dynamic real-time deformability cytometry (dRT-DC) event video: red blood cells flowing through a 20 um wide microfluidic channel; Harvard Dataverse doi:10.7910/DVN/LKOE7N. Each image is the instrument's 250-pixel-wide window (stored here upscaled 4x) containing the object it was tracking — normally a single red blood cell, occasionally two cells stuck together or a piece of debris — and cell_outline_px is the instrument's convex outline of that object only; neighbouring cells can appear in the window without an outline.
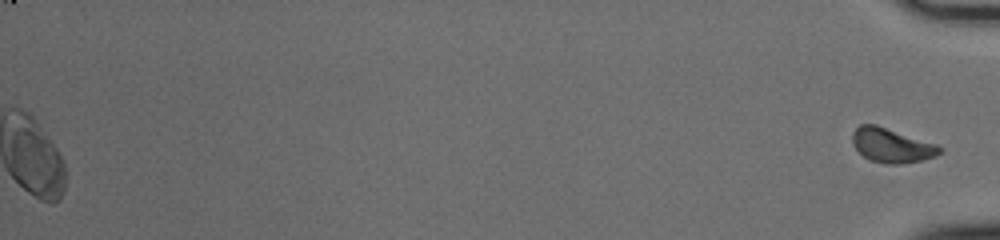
{"species": "common noctule bat (a hibernating species)", "species_latin": "Nyctalus noctula", "temperature_condition": "cold", "stored_images_in_passage": 52, "segment_of_instrument_passage": [2, 2], "camera_frame_rate_fps": 3000, "um_per_image_px": 0.085, "animal": {"sex": "male", "body_mass_g": 20.0, "forearm_length_mm": 53.3}, "frame": {"image": 1, "passage_image": 52, "time_ms": 17.0, "image_size_px": [1000, 240], "cell_outline_px": [[944, 148], [936, 156], [924, 160], [900, 164], [884, 164], [868, 160], [852, 144], [852, 132], [860, 124], [876, 124], [936, 144]], "centroid_in_image_um": [75.78, 12.37], "position_along_channel_um": 359.4, "area_um2": 17.57}}